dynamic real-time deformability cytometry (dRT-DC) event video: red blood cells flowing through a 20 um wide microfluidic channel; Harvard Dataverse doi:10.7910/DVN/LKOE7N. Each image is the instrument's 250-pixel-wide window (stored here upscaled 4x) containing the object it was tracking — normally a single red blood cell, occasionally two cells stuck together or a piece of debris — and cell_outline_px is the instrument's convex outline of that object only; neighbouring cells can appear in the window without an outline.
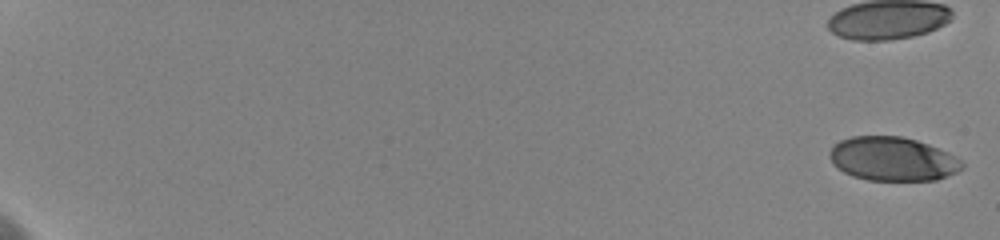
{"species": "human", "species_latin": "Homo sapiens", "temperature_condition": "cold", "stored_images_in_passage": 16, "camera_frame_rate_fps": 3000, "um_per_image_px": 0.085, "donor": {"sex": "female"}, "frame": {"image": 1, "passage_image": 1, "time_ms": 0.0, "image_size_px": [1000, 240], "cell_outline_px": [[964, 168], [948, 176], [936, 180], [868, 180], [852, 176], [844, 172], [832, 164], [828, 152], [832, 144], [840, 140], [852, 136], [900, 136], [916, 140], [928, 144], [948, 152], [956, 156], [964, 164]], "centroid_in_image_um": [75.85, 13.51], "position_along_channel_um": 9.1, "area_um2": 34.1}}